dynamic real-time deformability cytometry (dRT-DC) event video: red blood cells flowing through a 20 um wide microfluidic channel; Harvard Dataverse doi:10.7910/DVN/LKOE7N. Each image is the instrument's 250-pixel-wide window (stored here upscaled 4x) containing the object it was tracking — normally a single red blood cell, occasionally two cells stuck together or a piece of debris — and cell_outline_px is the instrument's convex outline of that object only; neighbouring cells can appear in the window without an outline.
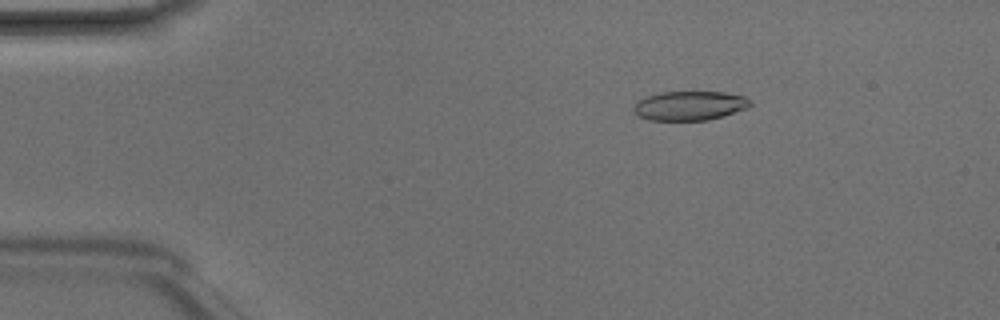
{"species": "Egyptian fruit bat (a non-hibernating species)", "species_latin": "Rousettus aegyptiacus", "temperature_condition": "room temperature", "stored_images_in_passage": 3, "camera_frame_rate_fps": 3000, "um_per_image_px": 0.085, "animal": {"sex": "male"}, "frame": {"image": 1, "passage_image": 1, "time_ms": 0.0, "image_size_px": [1000, 320], "cell_outline_px": [[752, 104], [748, 108], [724, 116], [708, 120], [648, 120], [636, 116], [632, 108], [636, 100], [660, 92], [724, 92], [744, 96], [752, 100]], "centroid_in_image_um": [58.61, 8.99], "position_along_channel_um": 26.4, "area_um2": 20.17}}